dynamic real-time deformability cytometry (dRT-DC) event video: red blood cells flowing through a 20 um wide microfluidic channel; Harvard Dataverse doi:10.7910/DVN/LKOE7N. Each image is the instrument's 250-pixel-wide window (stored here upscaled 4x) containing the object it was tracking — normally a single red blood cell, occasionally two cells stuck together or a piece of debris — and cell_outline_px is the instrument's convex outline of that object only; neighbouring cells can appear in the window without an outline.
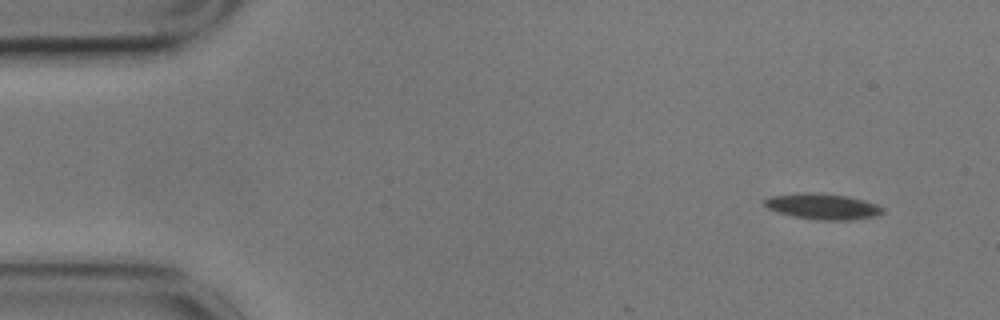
{"species": "common noctule bat (a hibernating species)", "species_latin": "Nyctalus noctula", "temperature_condition": "cold", "stored_images_in_passage": 54, "camera_frame_rate_fps": 3000, "um_per_image_px": 0.085, "animal": {"sex": "male", "body_mass_g": 17.9}, "frame": {"image": 1, "passage_image": 1, "time_ms": 0.0, "image_size_px": [1000, 320], "cell_outline_px": [[884, 212], [876, 216], [852, 220], [816, 220], [792, 216], [768, 208], [760, 200], [768, 196], [804, 192], [808, 192], [848, 196], [864, 200], [876, 204], [884, 208]], "centroid_in_image_um": [69.91, 17.54], "position_along_channel_um": 15.1, "area_um2": 17.92}}
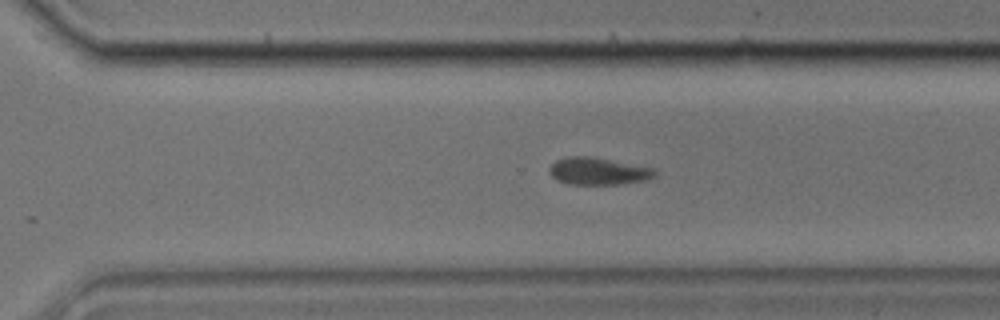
{"frame": {"image": 2, "passage_image": 36, "time_ms": 11.667, "image_size_px": [1000, 320], "cell_outline_px": [[656, 176], [644, 180], [616, 184], [568, 184], [556, 180], [548, 172], [548, 168], [556, 160], [568, 156], [592, 156], [656, 168]], "centroid_in_image_um": [50.83, 14.54], "position_along_channel_um": 319.8, "area_um2": 16.88}}
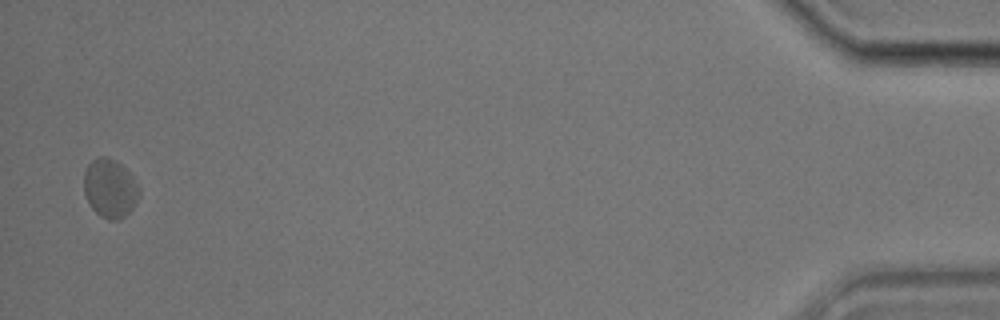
{"frame": {"image": 3, "passage_image": 53, "time_ms": 17.333, "image_size_px": [1000, 320], "cell_outline_px": [[140, 196], [136, 204], [124, 216], [116, 220], [108, 220], [100, 216], [92, 208], [84, 192], [84, 172], [88, 164], [92, 160], [100, 156], [108, 156], [116, 160], [132, 176], [140, 188]], "centroid_in_image_um": [9.36, 16.0], "position_along_channel_um": 425.8, "area_um2": 18.96}, "authors_computed_cell_mechanics": {"area_um2": 17.4267, "velocity_mm_per_s": 3.4452, "shape_relaxation_time_tau1_ms": 9.0982, "shape_relaxation_time_tau2_ms": null, "deformation_change_tau1": 0.1184, "deformation_change_tau2": null}}